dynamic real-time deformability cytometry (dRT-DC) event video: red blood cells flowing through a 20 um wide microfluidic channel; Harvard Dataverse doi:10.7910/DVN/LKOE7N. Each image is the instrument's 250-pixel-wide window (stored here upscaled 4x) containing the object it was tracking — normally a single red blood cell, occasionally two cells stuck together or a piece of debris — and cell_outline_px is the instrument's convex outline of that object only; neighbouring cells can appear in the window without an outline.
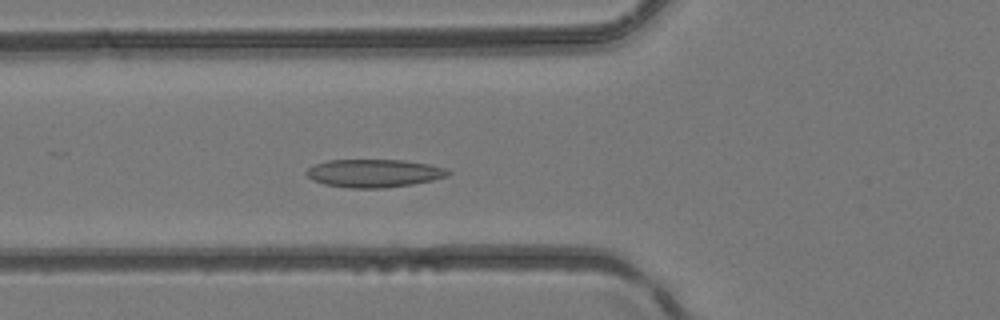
{"species": "common noctule bat (a hibernating species)", "species_latin": "Nyctalus noctula", "temperature_condition": "room temperature", "stored_images_in_passage": 41, "camera_frame_rate_fps": 3000, "um_per_image_px": 0.085, "animal": {"sex": "female", "body_mass_g": 24.6, "forearm_length_mm": 56.2}, "frame": {"image": 1, "passage_image": 11, "time_ms": 3.333, "image_size_px": [1000, 320], "cell_outline_px": [[452, 172], [448, 176], [432, 180], [412, 184], [384, 188], [348, 188], [324, 184], [312, 180], [304, 172], [308, 168], [316, 164], [328, 160], [404, 160], [428, 164], [448, 168]], "centroid_in_image_um": [31.81, 14.72], "position_along_channel_um": 94.0, "area_um2": 23.24}}
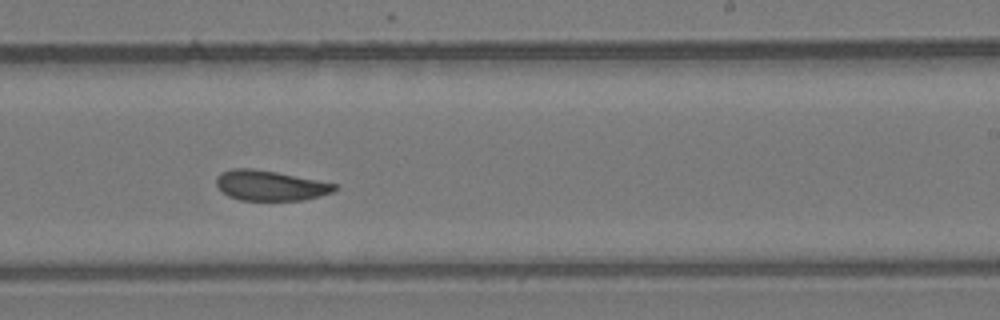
{"frame": {"image": 2, "passage_image": 23, "time_ms": 7.333, "image_size_px": [1000, 320], "cell_outline_px": [[340, 188], [332, 192], [320, 196], [304, 200], [240, 200], [228, 196], [216, 184], [216, 176], [220, 172], [232, 168], [252, 168], [276, 172], [336, 184]], "centroid_in_image_um": [22.95, 15.77], "position_along_channel_um": 266.0, "area_um2": 20.75}}
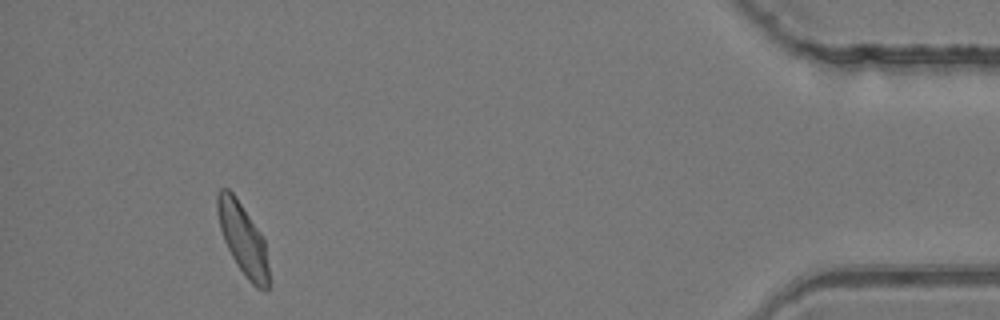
{"frame": {"image": 3, "passage_image": 38, "time_ms": 12.333, "image_size_px": [1000, 320], "cell_outline_px": [[268, 288], [256, 288], [244, 276], [236, 264], [224, 240], [220, 228], [216, 212], [216, 196], [220, 188], [228, 188], [232, 192], [260, 232], [264, 240], [268, 264]], "centroid_in_image_um": [20.61, 20.3], "position_along_channel_um": 414.6, "area_um2": 21.1}}